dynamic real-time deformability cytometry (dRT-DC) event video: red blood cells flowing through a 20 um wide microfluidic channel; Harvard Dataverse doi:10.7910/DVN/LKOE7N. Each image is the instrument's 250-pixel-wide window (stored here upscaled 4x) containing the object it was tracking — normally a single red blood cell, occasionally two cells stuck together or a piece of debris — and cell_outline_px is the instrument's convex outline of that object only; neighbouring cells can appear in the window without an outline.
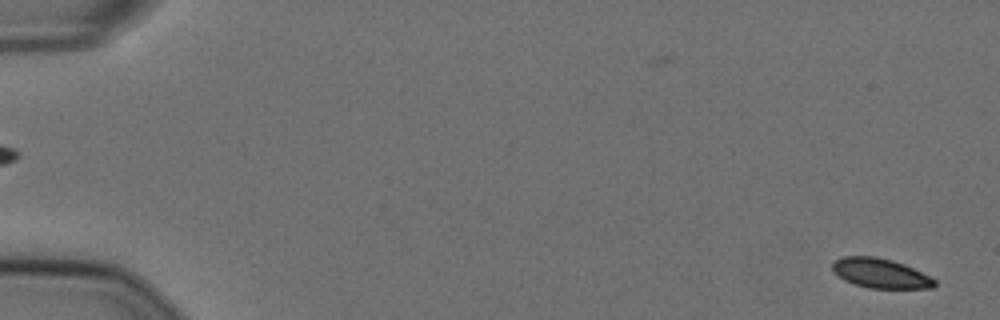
{"species": "Egyptian fruit bat (a non-hibernating species)", "species_latin": "Rousettus aegyptiacus", "temperature_condition": "cold", "stored_images_in_passage": 57, "camera_frame_rate_fps": 3000, "um_per_image_px": 0.085, "animal": {"sex": "female"}, "frame": {"image": 1, "passage_image": 2, "time_ms": 0.333, "image_size_px": [1000, 320], "cell_outline_px": [[936, 284], [932, 288], [868, 288], [844, 280], [832, 272], [832, 264], [836, 260], [844, 256], [876, 256], [892, 260], [904, 264], [936, 280]], "centroid_in_image_um": [74.8, 23.22], "position_along_channel_um": 10.2, "area_um2": 17.51}}
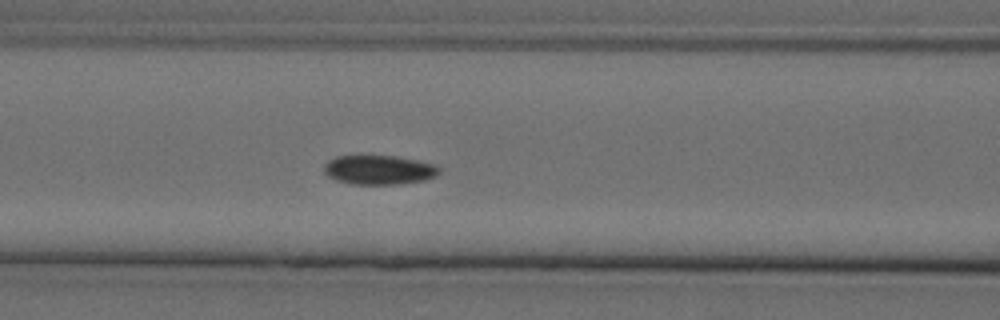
{"frame": {"image": 2, "passage_image": 25, "time_ms": 8.0, "image_size_px": [1000, 320], "cell_outline_px": [[440, 172], [436, 176], [424, 180], [400, 184], [352, 184], [336, 180], [328, 176], [324, 172], [324, 164], [328, 160], [336, 156], [360, 152], [396, 156], [436, 164], [440, 168]], "centroid_in_image_um": [32.17, 14.38], "position_along_channel_um": 134.4, "area_um2": 20.58}}
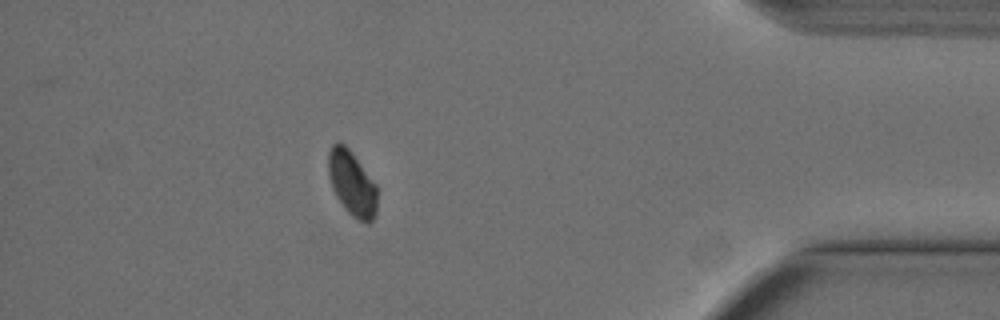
{"frame": {"image": 3, "passage_image": 51, "time_ms": 16.667, "image_size_px": [1000, 320], "cell_outline_px": [[376, 216], [368, 224], [352, 216], [344, 208], [336, 196], [332, 188], [328, 176], [328, 152], [332, 144], [344, 144], [352, 152], [376, 184]], "centroid_in_image_um": [29.91, 15.6], "position_along_channel_um": 405.3, "area_um2": 18.44}, "authors_computed_cell_mechanics": {"area_um2": 19.652, "velocity_mm_per_s": 3.5843, "shape_relaxation_time_tau1_ms": 8.6561, "shape_relaxation_time_tau2_ms": null, "deformation_change_tau1": 0.1038, "deformation_change_tau2": null}}